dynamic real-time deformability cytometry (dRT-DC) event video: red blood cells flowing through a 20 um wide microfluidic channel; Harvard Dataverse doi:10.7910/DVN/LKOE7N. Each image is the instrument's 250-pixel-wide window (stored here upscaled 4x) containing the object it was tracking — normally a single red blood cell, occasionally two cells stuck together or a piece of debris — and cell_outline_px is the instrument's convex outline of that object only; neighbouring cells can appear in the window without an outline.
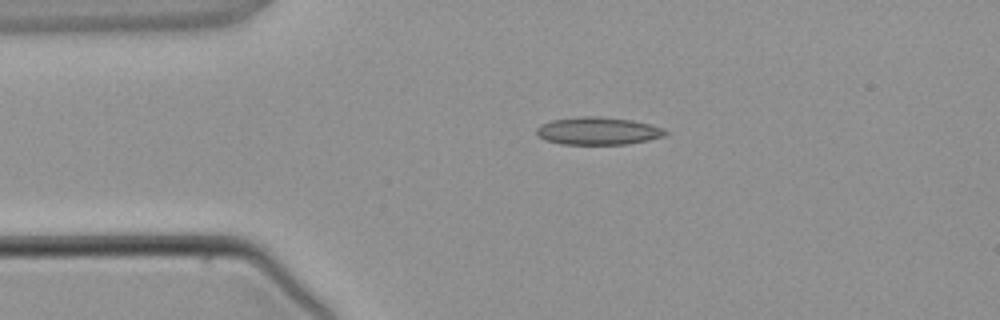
{"species": "common noctule bat (a hibernating species)", "species_latin": "Nyctalus noctula", "temperature_condition": "warm", "stored_images_in_passage": 3, "camera_frame_rate_fps": 3000, "um_per_image_px": 0.085, "animal": {"sex": "male", "body_mass_g": 21.5, "forearm_length_mm": 52.0}, "frame": {"image": 1, "passage_image": 1, "time_ms": 0.0, "image_size_px": [1000, 320], "cell_outline_px": [[668, 132], [664, 136], [648, 140], [628, 144], [560, 144], [544, 140], [536, 132], [536, 128], [540, 124], [552, 120], [580, 116], [600, 116], [632, 120], [664, 128]], "centroid_in_image_um": [50.81, 11.13], "position_along_channel_um": 34.2, "area_um2": 20.81}}
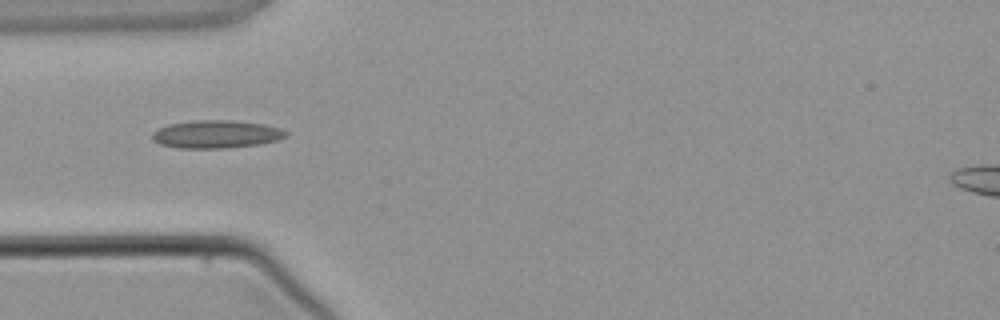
{"frame": {"image": 2, "passage_image": 2, "time_ms": 1.333, "image_size_px": [1000, 320], "cell_outline_px": [[288, 136], [276, 140], [260, 144], [228, 148], [176, 148], [160, 144], [152, 140], [152, 132], [168, 124], [196, 120], [232, 120], [264, 124], [280, 128], [288, 132]], "centroid_in_image_um": [18.38, 11.41], "position_along_channel_um": 66.6, "area_um2": 21.85}}